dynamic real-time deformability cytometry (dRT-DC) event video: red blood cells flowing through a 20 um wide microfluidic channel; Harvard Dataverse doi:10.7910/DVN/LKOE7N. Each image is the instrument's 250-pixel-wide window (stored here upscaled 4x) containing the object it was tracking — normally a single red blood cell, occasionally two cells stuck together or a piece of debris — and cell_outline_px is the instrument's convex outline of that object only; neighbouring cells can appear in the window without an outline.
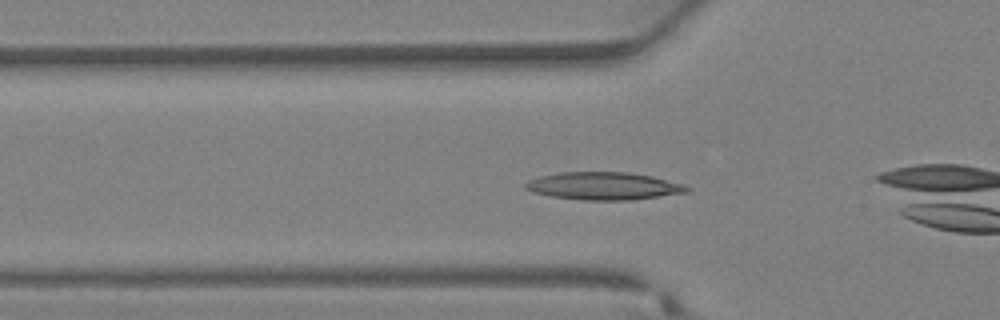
{"species": "Egyptian fruit bat (a non-hibernating species)", "species_latin": "Rousettus aegyptiacus", "temperature_condition": "warm", "stored_images_in_passage": 28, "camera_frame_rate_fps": 3000, "um_per_image_px": 0.085, "animal": {"sex": "female"}, "frame": {"image": 1, "passage_image": 3, "time_ms": 0.667, "image_size_px": [1000, 320], "cell_outline_px": [[692, 188], [688, 192], [632, 200], [584, 200], [552, 196], [532, 192], [524, 188], [524, 184], [528, 180], [540, 176], [560, 172], [628, 172], [652, 176], [684, 184]], "centroid_in_image_um": [51.32, 15.8], "position_along_channel_um": 74.5, "area_um2": 26.07}}
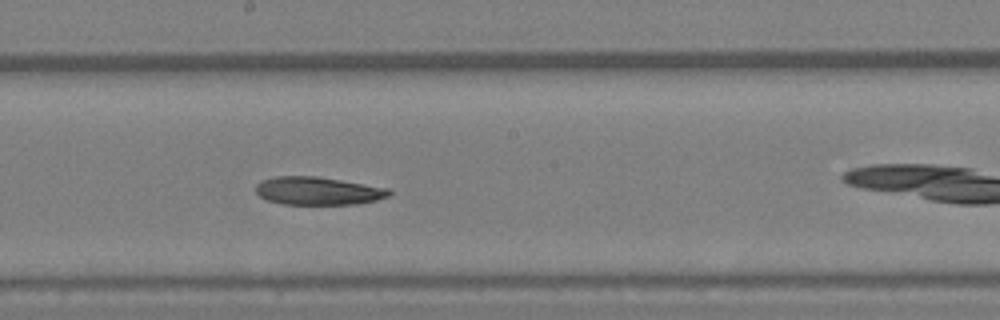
{"frame": {"image": 2, "passage_image": 11, "time_ms": 3.333, "image_size_px": [1000, 320], "cell_outline_px": [[392, 192], [388, 196], [376, 200], [356, 204], [284, 204], [268, 200], [260, 196], [256, 192], [256, 184], [264, 180], [276, 176], [316, 176], [388, 188]], "centroid_in_image_um": [27.02, 16.22], "position_along_channel_um": 221.2, "area_um2": 21.5}}
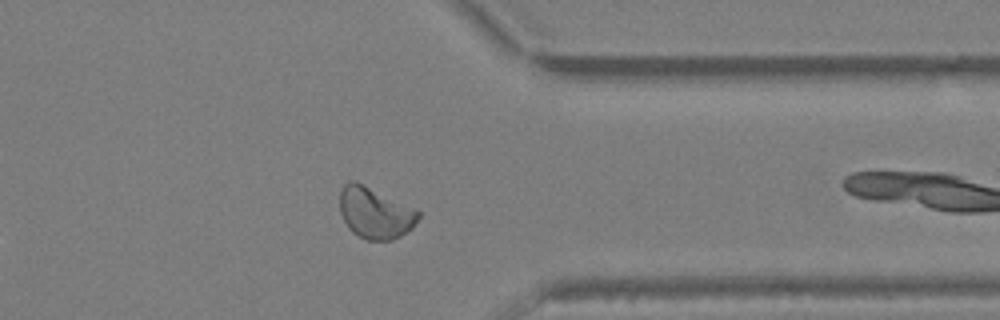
{"frame": {"image": 3, "passage_image": 20, "time_ms": 6.333, "image_size_px": [1000, 320], "cell_outline_px": [[420, 216], [412, 228], [400, 236], [392, 240], [368, 240], [352, 232], [348, 228], [340, 212], [340, 188], [348, 180], [356, 180], [416, 208], [420, 212]], "centroid_in_image_um": [31.88, 18.06], "position_along_channel_um": 379.5, "area_um2": 23.76}}